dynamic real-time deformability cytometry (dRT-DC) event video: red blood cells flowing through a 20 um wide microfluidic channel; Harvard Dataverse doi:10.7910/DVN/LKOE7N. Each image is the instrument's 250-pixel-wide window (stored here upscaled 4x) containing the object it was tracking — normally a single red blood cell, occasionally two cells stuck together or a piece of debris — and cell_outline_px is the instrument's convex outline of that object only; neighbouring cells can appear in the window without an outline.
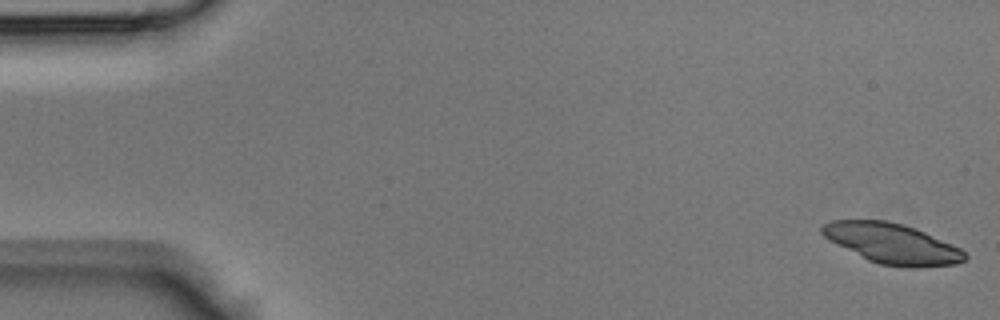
{"species": "Egyptian fruit bat (a non-hibernating species)", "species_latin": "Rousettus aegyptiacus", "temperature_condition": "room temperature", "stored_images_in_passage": 14, "camera_frame_rate_fps": 3000, "um_per_image_px": 0.085, "animal": {"sex": "male"}, "frame": {"image": 1, "passage_image": 1, "time_ms": 0.0, "image_size_px": [1000, 320], "cell_outline_px": [[968, 256], [964, 260], [956, 264], [916, 268], [908, 268], [880, 264], [868, 260], [828, 240], [820, 232], [820, 228], [824, 224], [832, 220], [888, 220], [904, 224], [924, 232], [960, 248]], "centroid_in_image_um": [75.81, 20.7], "position_along_channel_um": 9.2, "area_um2": 33.41}}